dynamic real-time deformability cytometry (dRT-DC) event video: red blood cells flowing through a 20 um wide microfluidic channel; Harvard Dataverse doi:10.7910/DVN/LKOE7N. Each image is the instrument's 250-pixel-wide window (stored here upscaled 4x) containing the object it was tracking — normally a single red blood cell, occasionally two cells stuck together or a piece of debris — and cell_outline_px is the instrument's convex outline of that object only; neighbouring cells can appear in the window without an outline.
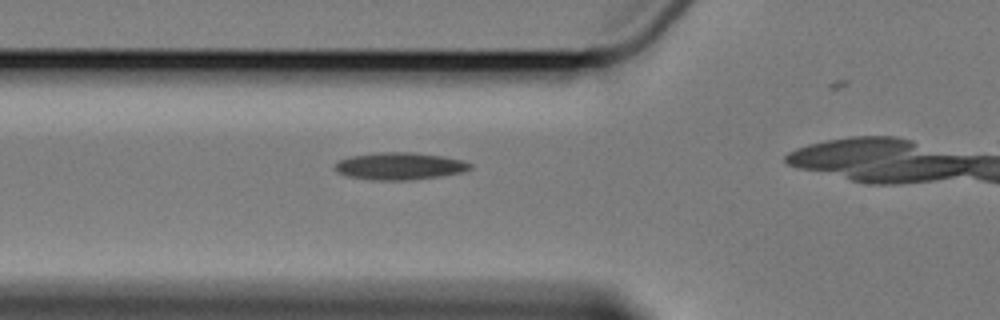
{"species": "Egyptian fruit bat (a non-hibernating species)", "species_latin": "Rousettus aegyptiacus", "temperature_condition": "cold", "stored_images_in_passage": 4, "camera_frame_rate_fps": 3000, "um_per_image_px": 0.085, "animal": {"sex": "female"}, "frame": {"image": 1, "passage_image": 3, "time_ms": 3.333, "image_size_px": [1000, 320], "cell_outline_px": [[472, 168], [464, 172], [440, 176], [408, 180], [372, 180], [348, 176], [336, 172], [336, 164], [340, 160], [352, 156], [384, 152], [412, 152], [444, 156], [464, 160], [472, 164]], "centroid_in_image_um": [34.03, 14.12], "position_along_channel_um": 91.8, "area_um2": 21.39}}